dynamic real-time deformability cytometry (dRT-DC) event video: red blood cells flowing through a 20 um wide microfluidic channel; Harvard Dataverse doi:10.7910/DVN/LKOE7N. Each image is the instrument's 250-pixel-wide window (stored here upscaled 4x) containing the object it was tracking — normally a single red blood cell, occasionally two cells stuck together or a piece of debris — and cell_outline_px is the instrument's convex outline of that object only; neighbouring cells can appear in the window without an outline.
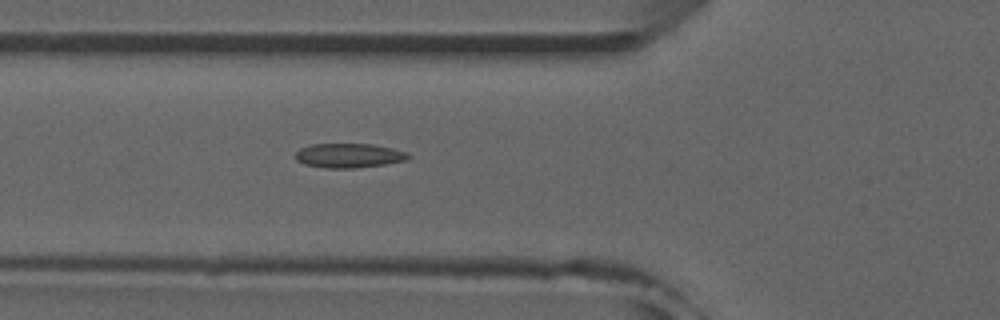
{"species": "common noctule bat (a hibernating species)", "species_latin": "Nyctalus noctula", "temperature_condition": "room temperature", "stored_images_in_passage": 31, "camera_frame_rate_fps": 3000, "um_per_image_px": 0.085, "animal": {"sex": "male", "forearm_length_mm": 52.5}, "frame": {"image": 1, "passage_image": 8, "time_ms": 2.333, "image_size_px": [1000, 320], "cell_outline_px": [[412, 156], [408, 160], [384, 164], [356, 168], [324, 168], [304, 164], [296, 160], [296, 152], [300, 148], [312, 144], [372, 144], [392, 148], [408, 152]], "centroid_in_image_um": [29.68, 13.22], "position_along_channel_um": 96.1, "area_um2": 16.13}}
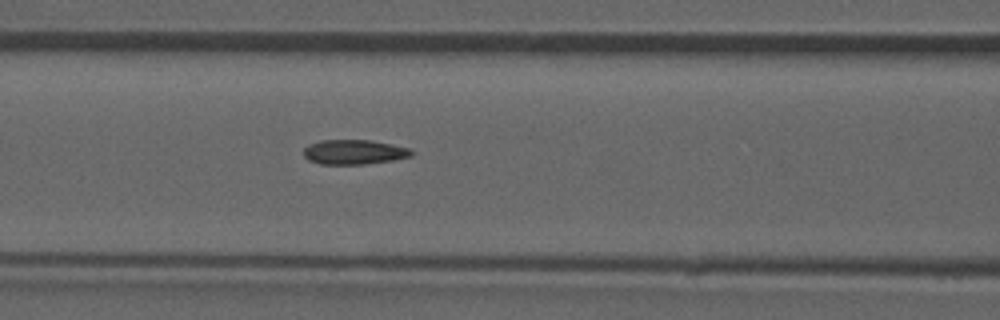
{"frame": {"image": 2, "passage_image": 11, "time_ms": 3.333, "image_size_px": [1000, 320], "cell_outline_px": [[416, 152], [412, 156], [392, 160], [364, 164], [320, 164], [308, 160], [304, 156], [304, 148], [308, 144], [320, 140], [372, 140], [412, 148]], "centroid_in_image_um": [30.13, 12.91], "position_along_channel_um": 136.5, "area_um2": 15.72}}
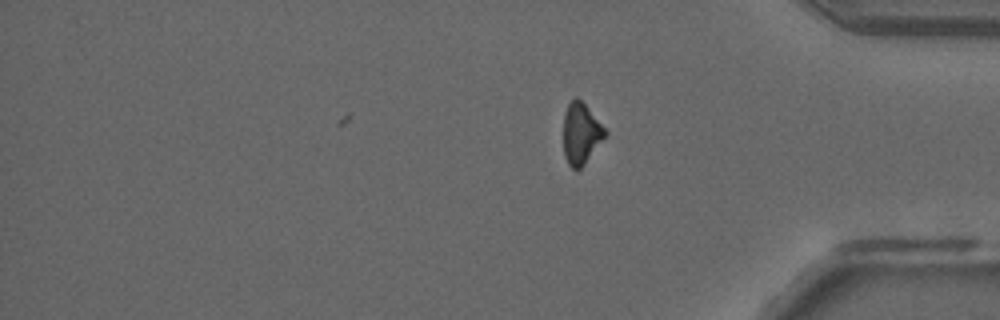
{"frame": {"image": 3, "passage_image": 31, "time_ms": 10.0, "image_size_px": [1000, 320], "cell_outline_px": [[608, 132], [584, 164], [580, 168], [572, 168], [568, 164], [564, 156], [564, 116], [568, 104], [576, 96], [584, 104]], "centroid_in_image_um": [49.37, 11.35], "position_along_channel_um": 385.8, "area_um2": 14.39}, "authors_computed_cell_mechanics": {"area_um2": 15.5482, "velocity_mm_per_s": 3.9766, "shape_relaxation_time_tau1_ms": null, "shape_relaxation_time_tau2_ms": 4.0836, "deformation_change_tau1": null, "deformation_change_tau2": 0.1002}}